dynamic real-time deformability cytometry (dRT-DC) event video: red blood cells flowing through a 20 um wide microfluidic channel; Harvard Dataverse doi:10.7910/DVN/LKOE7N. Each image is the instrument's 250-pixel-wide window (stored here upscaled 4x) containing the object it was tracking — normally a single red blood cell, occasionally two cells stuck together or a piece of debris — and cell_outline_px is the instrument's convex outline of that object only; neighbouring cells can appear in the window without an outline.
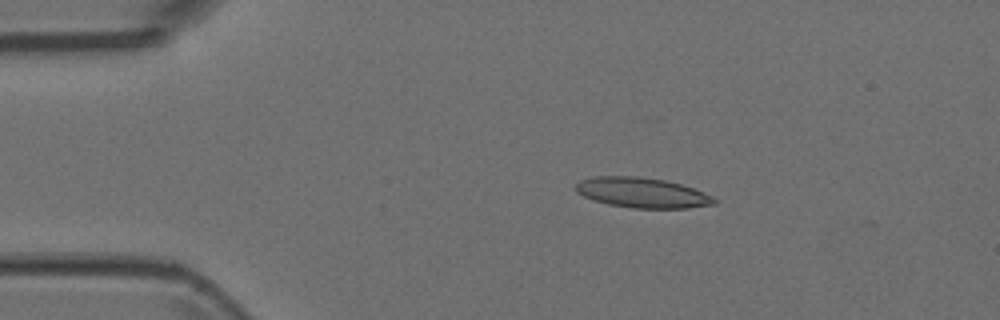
{"species": "Egyptian fruit bat (a non-hibernating species)", "species_latin": "Rousettus aegyptiacus", "temperature_condition": "room temperature", "stored_images_in_passage": 6, "camera_frame_rate_fps": 3000, "um_per_image_px": 0.085, "animal": {"sex": "female"}, "frame": {"image": 1, "passage_image": 3, "time_ms": 0.667, "image_size_px": [1000, 320], "cell_outline_px": [[716, 204], [688, 208], [632, 208], [608, 204], [592, 200], [576, 192], [576, 184], [580, 180], [596, 176], [636, 176], [664, 180], [680, 184], [704, 192], [712, 196], [716, 200]], "centroid_in_image_um": [54.57, 16.38], "position_along_channel_um": 30.4, "area_um2": 24.28}}
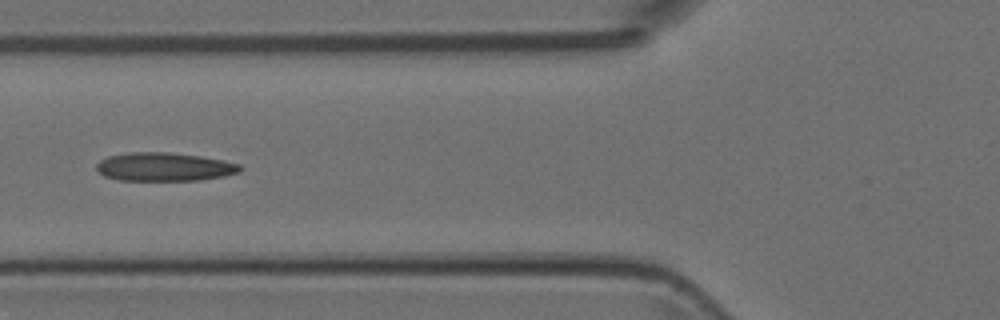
{"frame": {"image": 2, "passage_image": 5, "time_ms": 1.333, "image_size_px": [1000, 320], "cell_outline_px": [[244, 168], [240, 172], [224, 176], [200, 180], [116, 180], [104, 176], [96, 168], [96, 164], [100, 160], [108, 156], [132, 152], [168, 152], [200, 156], [224, 160], [240, 164]], "centroid_in_image_um": [13.99, 14.18], "position_along_channel_um": 111.8, "area_um2": 23.93}}
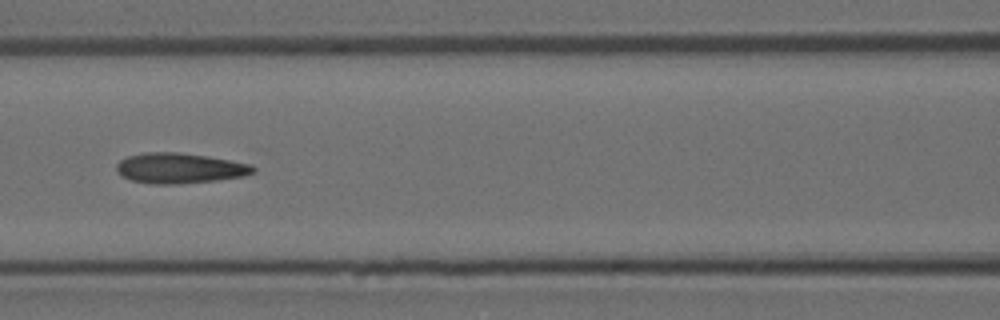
{"frame": {"image": 3, "passage_image": 6, "time_ms": 1.667, "image_size_px": [1000, 320], "cell_outline_px": [[256, 172], [244, 176], [220, 180], [176, 184], [152, 184], [132, 180], [120, 176], [116, 172], [116, 164], [120, 160], [128, 156], [144, 152], [176, 152], [208, 156], [252, 164], [256, 168]], "centroid_in_image_um": [15.28, 14.3], "position_along_channel_um": 151.3, "area_um2": 24.45}}